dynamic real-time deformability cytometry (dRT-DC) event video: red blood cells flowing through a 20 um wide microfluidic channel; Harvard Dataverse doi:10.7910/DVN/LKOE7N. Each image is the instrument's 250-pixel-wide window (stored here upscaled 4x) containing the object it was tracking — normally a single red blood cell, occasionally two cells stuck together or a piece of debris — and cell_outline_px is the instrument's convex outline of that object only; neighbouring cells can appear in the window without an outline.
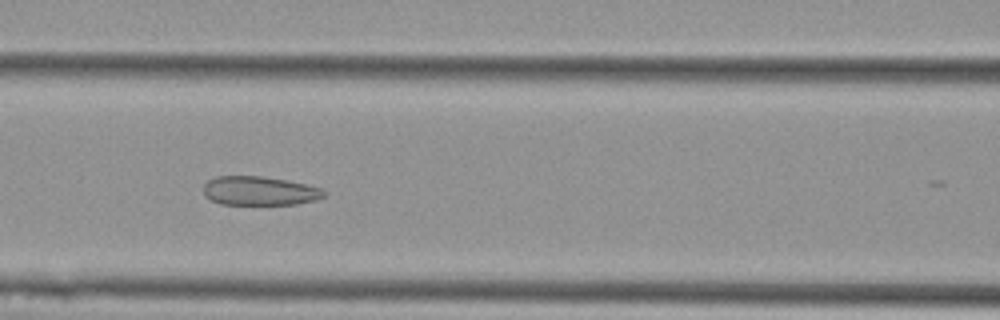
{"species": "Egyptian fruit bat (a non-hibernating species)", "species_latin": "Rousettus aegyptiacus", "temperature_condition": "cold", "stored_images_in_passage": 7, "camera_frame_rate_fps": 3000, "um_per_image_px": 0.085, "animal": {"sex": "female"}, "frame": {"image": 1, "passage_image": 6, "time_ms": 1.667, "image_size_px": [1000, 320], "cell_outline_px": [[328, 196], [316, 200], [296, 204], [220, 204], [204, 196], [204, 184], [208, 180], [216, 176], [260, 176], [284, 180], [304, 184], [320, 188], [328, 192]], "centroid_in_image_um": [22.07, 16.23], "position_along_channel_um": 144.5, "area_um2": 20.35}}
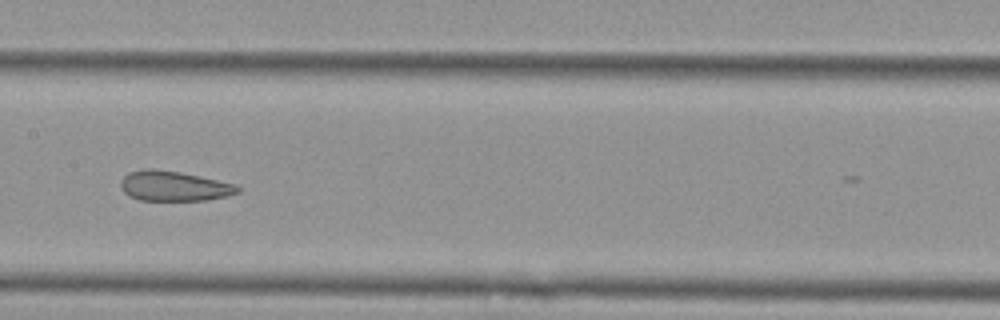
{"frame": {"image": 2, "passage_image": 7, "time_ms": 2.0, "image_size_px": [1000, 320], "cell_outline_px": [[240, 192], [228, 196], [204, 200], [140, 200], [128, 196], [124, 192], [120, 184], [120, 180], [128, 172], [148, 168], [156, 168], [180, 172], [236, 184], [240, 188]], "centroid_in_image_um": [14.77, 15.81], "position_along_channel_um": 192.6, "area_um2": 20.52}}